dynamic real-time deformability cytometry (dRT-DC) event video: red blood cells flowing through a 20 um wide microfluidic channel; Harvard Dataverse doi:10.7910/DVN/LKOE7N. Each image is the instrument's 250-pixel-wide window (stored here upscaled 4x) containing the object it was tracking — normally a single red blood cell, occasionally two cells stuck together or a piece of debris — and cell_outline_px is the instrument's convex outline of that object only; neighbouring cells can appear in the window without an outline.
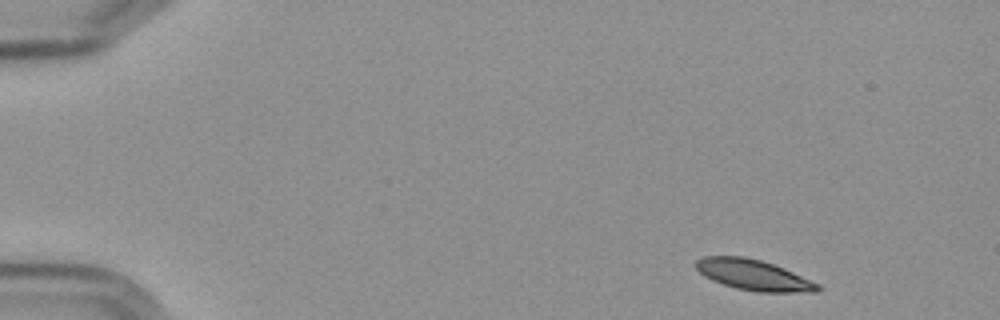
{"species": "Egyptian fruit bat (a non-hibernating species)", "species_latin": "Rousettus aegyptiacus", "temperature_condition": "cold", "stored_images_in_passage": 5, "camera_frame_rate_fps": 3000, "um_per_image_px": 0.085, "frame": {"image": 1, "passage_image": 1, "time_ms": 0.0, "image_size_px": [1000, 320], "cell_outline_px": [[820, 288], [816, 292], [760, 292], [736, 288], [712, 280], [704, 276], [692, 264], [696, 260], [704, 256], [744, 256], [760, 260], [784, 268], [820, 284]], "centroid_in_image_um": [64.02, 23.36], "position_along_channel_um": 21.0, "area_um2": 21.68}}
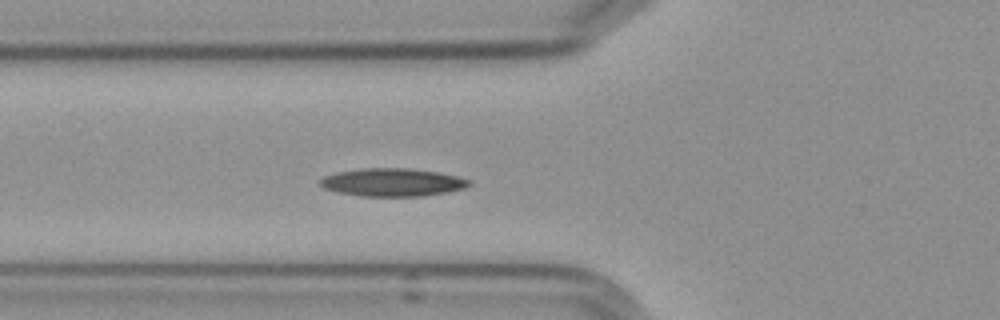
{"frame": {"image": 2, "passage_image": 5, "time_ms": 5.0, "image_size_px": [1000, 320], "cell_outline_px": [[472, 184], [464, 188], [448, 192], [424, 196], [360, 196], [340, 192], [324, 188], [320, 184], [320, 180], [324, 176], [336, 172], [364, 168], [408, 168], [436, 172], [456, 176], [472, 180]], "centroid_in_image_um": [33.39, 15.5], "position_along_channel_um": 92.4, "area_um2": 24.22}}